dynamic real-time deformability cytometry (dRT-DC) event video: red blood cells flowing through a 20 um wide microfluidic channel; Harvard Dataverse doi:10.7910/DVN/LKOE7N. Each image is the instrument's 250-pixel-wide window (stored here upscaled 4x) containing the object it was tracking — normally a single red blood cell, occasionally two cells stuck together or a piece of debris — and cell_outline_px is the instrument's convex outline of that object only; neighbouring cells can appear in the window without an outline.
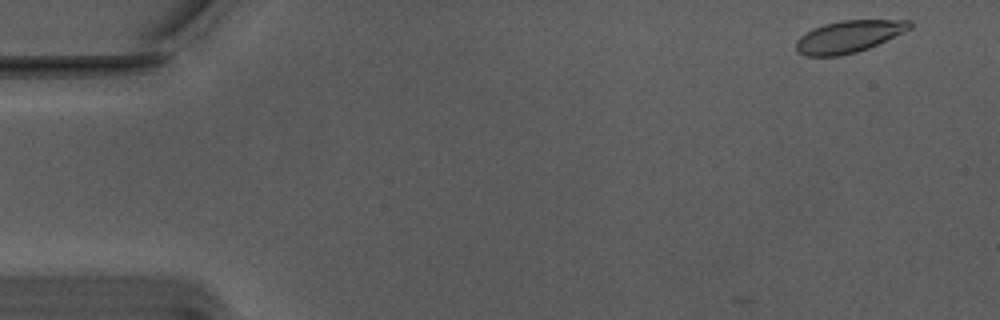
{"species": "Egyptian fruit bat (a non-hibernating species)", "species_latin": "Rousettus aegyptiacus", "temperature_condition": "warm", "stored_images_in_passage": 8, "camera_frame_rate_fps": 3000, "um_per_image_px": 0.085, "animal": {"sex": "male"}, "frame": {"image": 1, "passage_image": 2, "time_ms": 0.333, "image_size_px": [1000, 320], "cell_outline_px": [[912, 28], [904, 32], [868, 48], [856, 52], [840, 56], [808, 56], [800, 52], [796, 48], [796, 40], [800, 36], [812, 28], [824, 24], [840, 20], [912, 20]], "centroid_in_image_um": [72.15, 3.09], "position_along_channel_um": 12.9, "area_um2": 21.15}}